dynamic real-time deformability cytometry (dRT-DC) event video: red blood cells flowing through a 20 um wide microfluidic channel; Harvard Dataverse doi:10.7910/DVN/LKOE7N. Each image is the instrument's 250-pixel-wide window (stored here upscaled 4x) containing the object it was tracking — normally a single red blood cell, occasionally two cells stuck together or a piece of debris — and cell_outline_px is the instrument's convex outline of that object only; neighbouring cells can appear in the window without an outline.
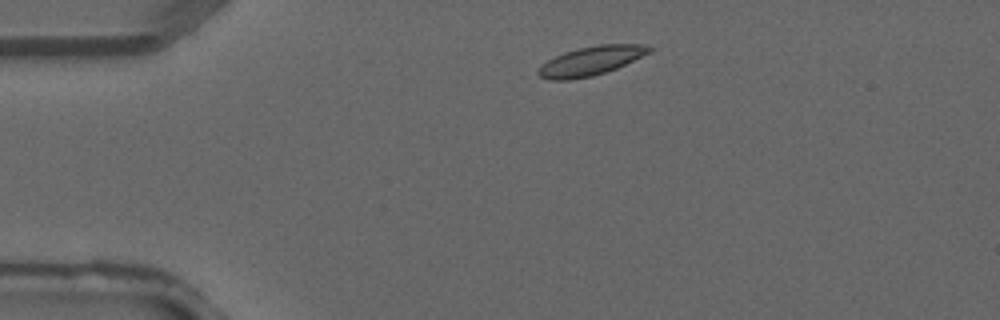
{"species": "common noctule bat (a hibernating species)", "species_latin": "Nyctalus noctula", "temperature_condition": "warm", "stored_images_in_passage": 3, "camera_frame_rate_fps": 3000, "um_per_image_px": 0.085, "animal": {"sex": "male", "forearm_length_mm": 52.5}, "frame": {"image": 1, "passage_image": 1, "time_ms": 0.0, "image_size_px": [1000, 320], "cell_outline_px": [[652, 52], [616, 68], [592, 76], [572, 80], [548, 80], [540, 76], [536, 72], [548, 60], [564, 52], [596, 44], [648, 44], [652, 48]], "centroid_in_image_um": [50.26, 5.17], "position_along_channel_um": 34.7, "area_um2": 18.73}}
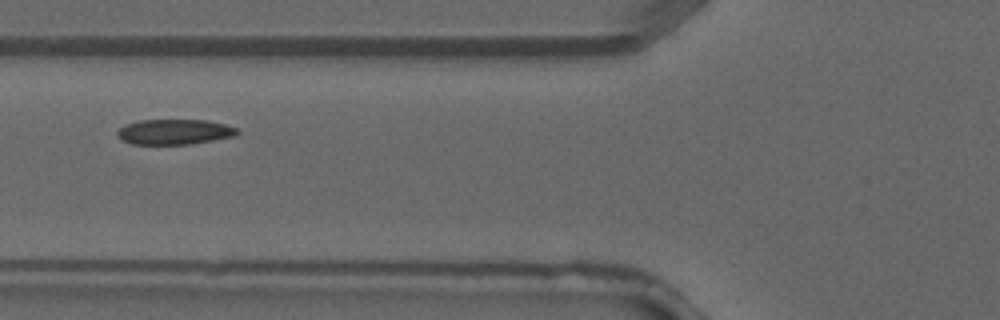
{"frame": {"image": 2, "passage_image": 3, "time_ms": 0.667, "image_size_px": [1000, 320], "cell_outline_px": [[240, 132], [236, 136], [188, 144], [132, 144], [120, 140], [116, 132], [124, 124], [140, 120], [208, 120], [224, 124], [236, 128]], "centroid_in_image_um": [14.8, 11.2], "position_along_channel_um": 111.0, "area_um2": 17.69}}